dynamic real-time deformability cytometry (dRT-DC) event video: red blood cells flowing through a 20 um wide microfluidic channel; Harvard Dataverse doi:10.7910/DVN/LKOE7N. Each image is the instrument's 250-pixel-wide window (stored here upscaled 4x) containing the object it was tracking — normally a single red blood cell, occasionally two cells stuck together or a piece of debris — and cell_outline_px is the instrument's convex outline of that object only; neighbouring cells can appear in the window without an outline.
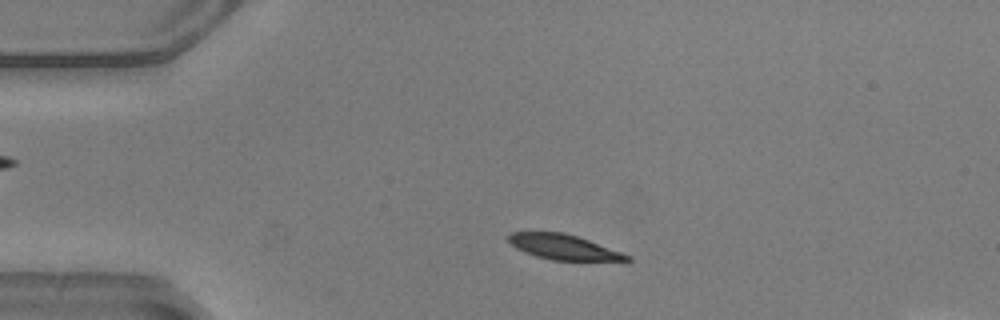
{"species": "common noctule bat (a hibernating species)", "species_latin": "Nyctalus noctula", "temperature_condition": "warm", "stored_images_in_passage": 49, "segment_of_instrument_passage": [1, 2], "camera_frame_rate_fps": 3000, "um_per_image_px": 0.085, "animal": {"sex": "male", "body_mass_g": 20.5, "forearm_length_mm": 52.5}, "frame": {"image": 1, "passage_image": 7, "time_ms": 2.0, "image_size_px": [1000, 320], "cell_outline_px": [[632, 260], [552, 260], [536, 256], [524, 252], [516, 248], [508, 240], [508, 236], [512, 232], [564, 232], [588, 240], [632, 256]], "centroid_in_image_um": [47.88, 20.99], "position_along_channel_um": 37.1, "area_um2": 16.99}}
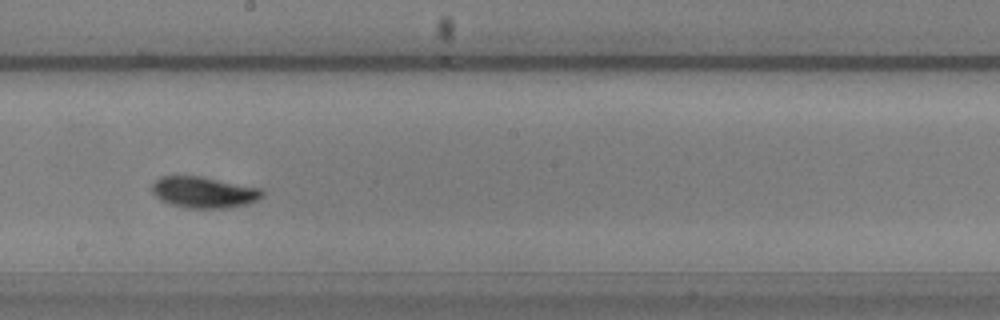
{"frame": {"image": 2, "passage_image": 25, "time_ms": 8.0, "image_size_px": [1000, 320], "cell_outline_px": [[264, 196], [248, 204], [224, 208], [188, 208], [172, 204], [160, 200], [152, 192], [152, 184], [160, 176], [200, 176], [264, 188]], "centroid_in_image_um": [17.36, 16.34], "position_along_channel_um": 230.8, "area_um2": 20.17}}
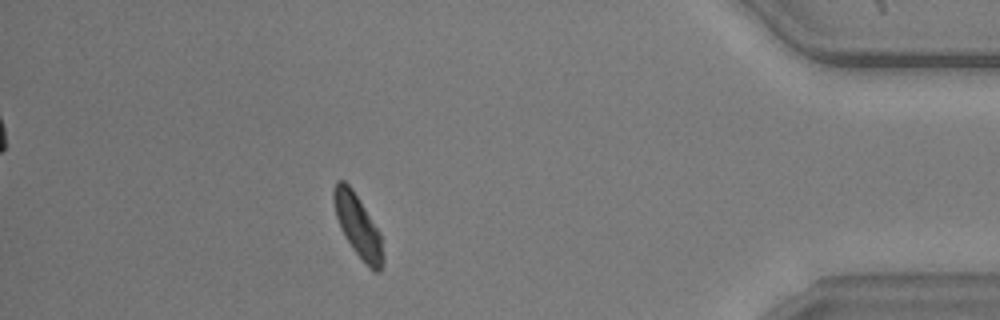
{"frame": {"image": 3, "passage_image": 42, "time_ms": 13.667, "image_size_px": [1000, 320], "cell_outline_px": [[384, 260], [380, 272], [376, 272], [368, 268], [352, 248], [344, 236], [340, 228], [336, 216], [332, 200], [332, 192], [336, 180], [344, 180], [352, 188], [380, 232], [384, 256]], "centroid_in_image_um": [30.41, 19.22], "position_along_channel_um": 404.8, "area_um2": 18.15}}